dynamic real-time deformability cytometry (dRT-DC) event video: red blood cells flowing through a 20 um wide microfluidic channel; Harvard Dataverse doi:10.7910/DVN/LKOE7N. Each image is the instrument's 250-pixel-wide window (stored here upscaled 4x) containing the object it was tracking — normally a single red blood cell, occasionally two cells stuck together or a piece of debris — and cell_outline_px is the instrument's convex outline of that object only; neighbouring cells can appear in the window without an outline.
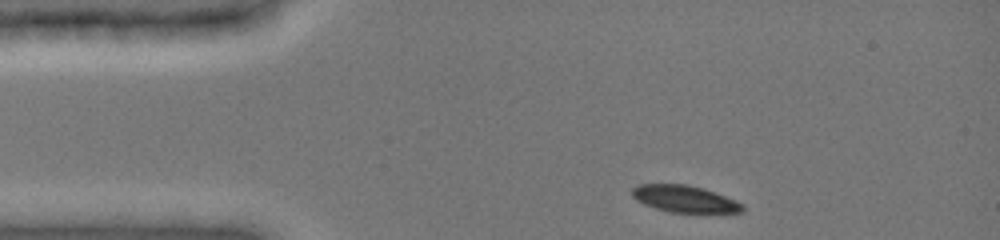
{"species": "common noctule bat (a hibernating species)", "species_latin": "Nyctalus noctula", "temperature_condition": "cold", "stored_images_in_passage": 3, "camera_frame_rate_fps": 3000, "um_per_image_px": 0.085, "animal": {"sex": "female", "body_mass_g": 19.0, "forearm_length_mm": 51.5}, "frame": {"image": 1, "passage_image": 1, "time_ms": 0.0, "image_size_px": [1000, 240], "cell_outline_px": [[744, 212], [672, 212], [656, 208], [644, 204], [636, 200], [632, 196], [632, 188], [636, 184], [688, 184], [704, 188], [736, 200], [744, 204]], "centroid_in_image_um": [58.19, 16.89], "position_along_channel_um": 26.8, "area_um2": 17.28}}